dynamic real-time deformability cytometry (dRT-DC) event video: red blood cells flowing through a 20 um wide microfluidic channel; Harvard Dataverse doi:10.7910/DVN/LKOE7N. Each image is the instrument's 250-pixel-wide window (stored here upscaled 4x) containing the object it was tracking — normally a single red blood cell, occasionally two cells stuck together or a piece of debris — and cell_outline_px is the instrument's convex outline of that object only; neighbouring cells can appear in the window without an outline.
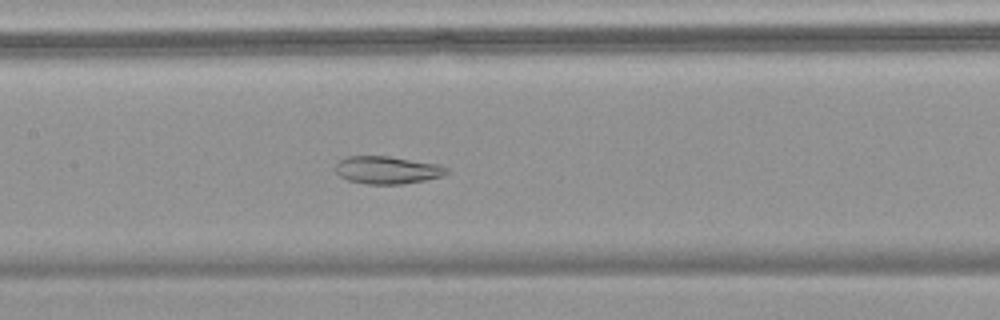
{"species": "common noctule bat (a hibernating species)", "species_latin": "Nyctalus noctula", "temperature_condition": "warm", "stored_images_in_passage": 66, "camera_frame_rate_fps": 3000, "um_per_image_px": 0.085, "animal": {"sex": "female", "body_mass_g": 18.4}, "frame": {"image": 1, "passage_image": 33, "time_ms": 10.667, "image_size_px": [1000, 320], "cell_outline_px": [[448, 172], [440, 176], [424, 180], [404, 184], [368, 184], [348, 180], [340, 176], [336, 172], [336, 164], [340, 160], [348, 156], [388, 156], [440, 164], [448, 168]], "centroid_in_image_um": [32.92, 14.45], "position_along_channel_um": 174.5, "area_um2": 17.8}}
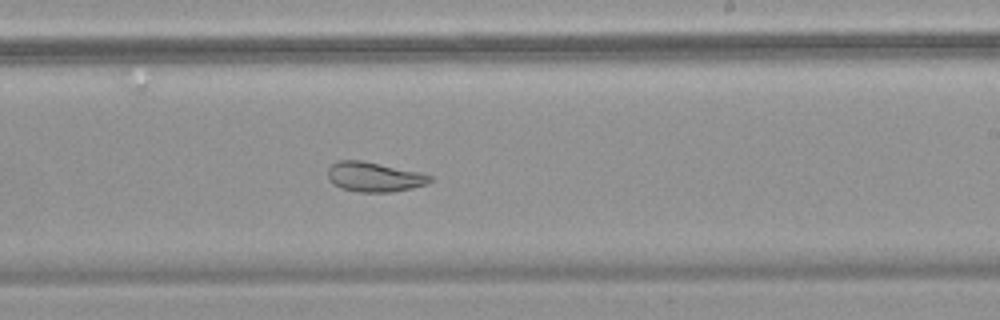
{"frame": {"image": 2, "passage_image": 41, "time_ms": 13.333, "image_size_px": [1000, 320], "cell_outline_px": [[432, 180], [428, 184], [412, 188], [392, 192], [360, 192], [340, 188], [328, 176], [328, 168], [336, 160], [360, 160], [424, 172], [432, 176]], "centroid_in_image_um": [31.87, 15.03], "position_along_channel_um": 257.1, "area_um2": 17.8}}
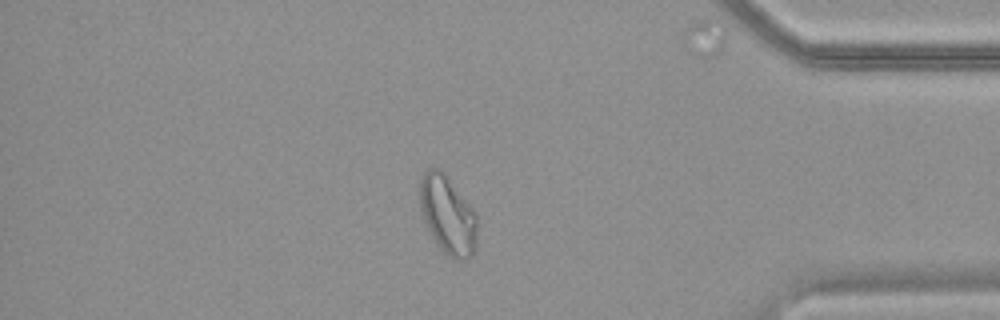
{"frame": {"image": 3, "passage_image": 57, "time_ms": 18.667, "image_size_px": [1000, 320], "cell_outline_px": [[476, 248], [472, 256], [464, 260], [456, 260], [448, 256], [436, 244], [428, 228], [420, 208], [420, 180], [424, 172], [428, 168], [440, 168], [448, 176], [476, 212]], "centroid_in_image_um": [38.07, 18.27], "position_along_channel_um": 397.1, "area_um2": 26.3}}